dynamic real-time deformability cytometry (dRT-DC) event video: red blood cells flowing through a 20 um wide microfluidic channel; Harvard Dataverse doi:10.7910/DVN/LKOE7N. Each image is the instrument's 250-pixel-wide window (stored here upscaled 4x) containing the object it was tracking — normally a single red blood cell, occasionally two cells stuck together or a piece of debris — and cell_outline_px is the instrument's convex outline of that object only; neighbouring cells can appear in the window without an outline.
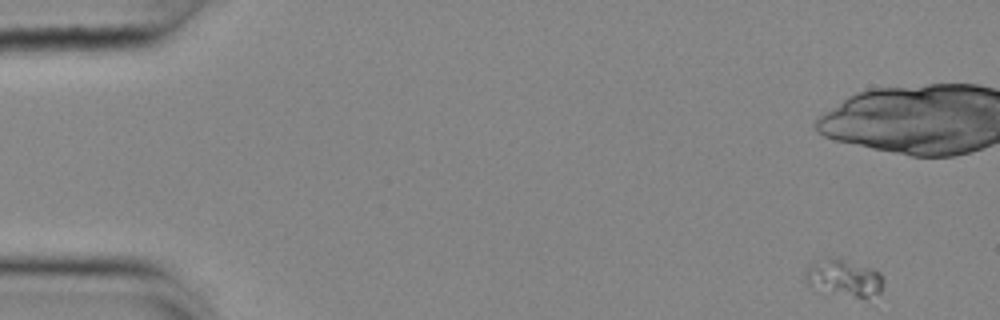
{"species": "common noctule bat (a hibernating species)", "species_latin": "Nyctalus noctula", "temperature_condition": "cold", "stored_images_in_passage": 43, "camera_frame_rate_fps": 3000, "um_per_image_px": 0.085, "animal": {"sex": "female", "body_mass_g": 25.1}, "frame": {"image": 1, "passage_image": 1, "time_ms": 0.0, "image_size_px": [1000, 320], "cell_outline_px": [[884, 284], [880, 292], [868, 296], [856, 296], [832, 292], [808, 284], [804, 280], [804, 272], [808, 264], [828, 256], [844, 260], [872, 268], [880, 272], [884, 280]], "centroid_in_image_um": [71.72, 23.57], "position_along_channel_um": 13.3, "area_um2": 16.42}}
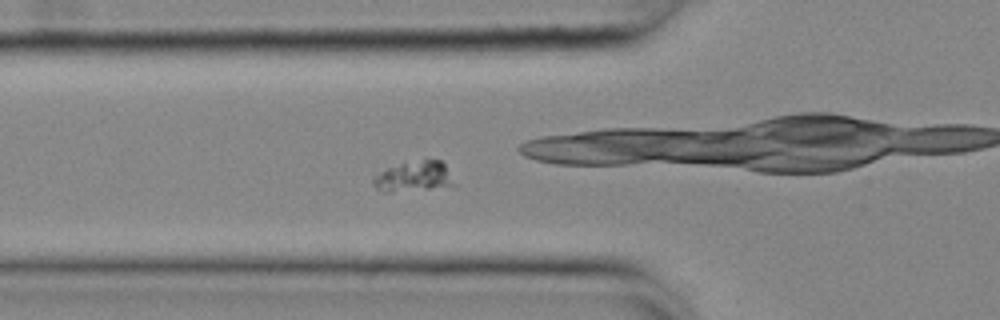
{"frame": {"image": 2, "passage_image": 18, "time_ms": 5.667, "image_size_px": [1000, 320], "cell_outline_px": [[456, 188], [392, 192], [388, 192], [376, 188], [372, 184], [372, 180], [380, 172], [388, 168], [400, 164], [424, 160], [440, 160], [444, 164], [456, 184]], "centroid_in_image_um": [35.26, 15.06], "position_along_channel_um": 90.5, "area_um2": 14.51}}